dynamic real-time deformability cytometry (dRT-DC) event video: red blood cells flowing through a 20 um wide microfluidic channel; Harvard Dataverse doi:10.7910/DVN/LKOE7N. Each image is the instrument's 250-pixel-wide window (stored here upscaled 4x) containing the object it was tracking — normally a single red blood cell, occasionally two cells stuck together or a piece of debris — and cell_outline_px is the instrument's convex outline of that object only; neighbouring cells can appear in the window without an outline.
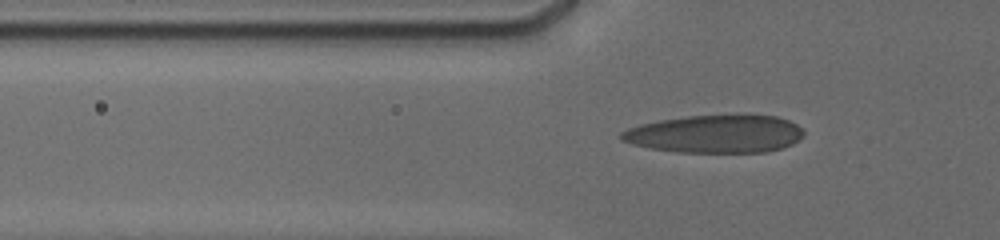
{"species": "human", "species_latin": "Homo sapiens", "temperature_condition": "cold", "stored_images_in_passage": 52, "camera_frame_rate_fps": 3000, "um_per_image_px": 0.085, "donor": {"sex": "male"}, "frame": {"image": 1, "passage_image": 18, "time_ms": 6.333, "image_size_px": [1000, 240], "cell_outline_px": [[804, 136], [800, 140], [792, 144], [780, 148], [764, 152], [676, 152], [652, 148], [632, 144], [620, 140], [620, 132], [628, 128], [640, 124], [660, 120], [688, 116], [776, 116], [788, 120], [796, 124], [804, 132]], "centroid_in_image_um": [60.79, 11.4], "position_along_channel_um": 65.0, "area_um2": 39.88}}
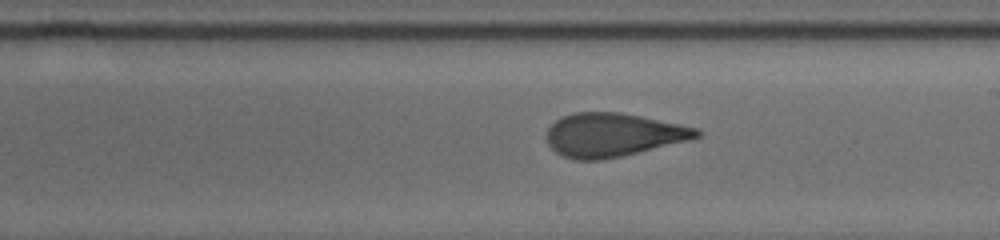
{"frame": {"image": 2, "passage_image": 31, "time_ms": 11.0, "image_size_px": [1000, 240], "cell_outline_px": [[700, 136], [688, 140], [620, 156], [600, 160], [576, 160], [560, 156], [548, 144], [544, 136], [548, 128], [560, 116], [576, 112], [620, 112], [680, 124], [696, 128], [700, 132]], "centroid_in_image_um": [52.02, 11.46], "position_along_channel_um": 237.0, "area_um2": 37.92}}
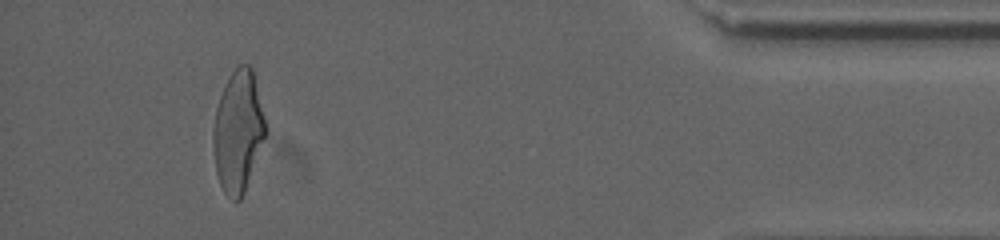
{"frame": {"image": 3, "passage_image": 48, "time_ms": 17.0, "image_size_px": [1000, 240], "cell_outline_px": [[268, 132], [244, 192], [240, 200], [232, 200], [224, 192], [220, 184], [216, 172], [212, 140], [212, 132], [216, 108], [220, 96], [228, 76], [240, 64], [248, 64], [252, 68]], "centroid_in_image_um": [20.24, 11.18], "position_along_channel_um": 415.0, "area_um2": 37.11}, "authors_computed_cell_mechanics": {"area_um2": 37.7145, "velocity_mm_per_s": 3.8062, "shape_relaxation_time_tau1_ms": 5.2685, "shape_relaxation_time_tau2_ms": 1.5847, "deformation_change_tau1": 0.1882, "deformation_change_tau2": 0.0986}}